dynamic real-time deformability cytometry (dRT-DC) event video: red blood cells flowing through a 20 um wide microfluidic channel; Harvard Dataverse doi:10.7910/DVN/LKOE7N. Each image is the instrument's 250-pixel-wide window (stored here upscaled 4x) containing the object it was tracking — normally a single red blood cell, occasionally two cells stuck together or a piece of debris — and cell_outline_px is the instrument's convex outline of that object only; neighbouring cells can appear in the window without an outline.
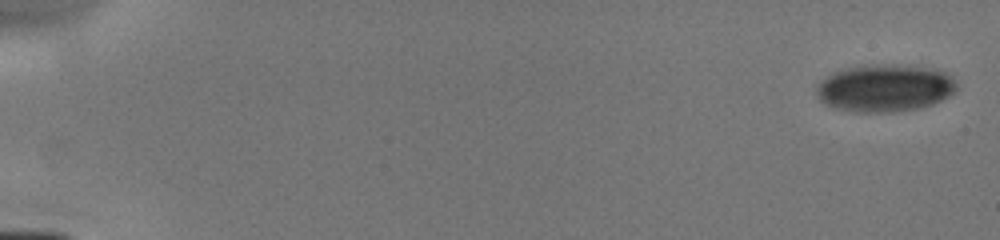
{"species": "human", "species_latin": "Homo sapiens", "temperature_condition": "cold", "stored_images_in_passage": 7, "camera_frame_rate_fps": 3000, "um_per_image_px": 0.085, "donor": {"sex": "male"}, "frame": {"image": 1, "passage_image": 1, "time_ms": 0.0, "image_size_px": [1000, 240], "cell_outline_px": [[956, 92], [932, 104], [916, 108], [888, 112], [860, 112], [832, 108], [824, 104], [816, 96], [816, 84], [820, 80], [832, 72], [848, 68], [892, 64], [936, 68], [948, 72], [956, 80]], "centroid_in_image_um": [75.2, 7.48], "position_along_channel_um": 9.8, "area_um2": 38.84}}
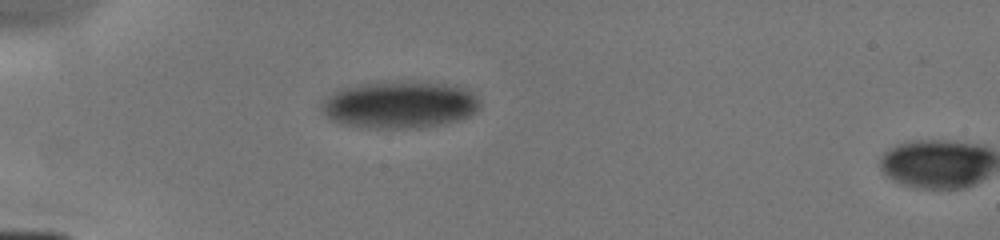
{"frame": {"image": 2, "passage_image": 6, "time_ms": 4.667, "image_size_px": [1000, 240], "cell_outline_px": [[480, 104], [476, 112], [460, 120], [444, 124], [420, 128], [360, 128], [340, 124], [332, 120], [324, 112], [320, 104], [332, 92], [340, 88], [380, 80], [444, 84], [468, 88], [480, 100]], "centroid_in_image_um": [33.96, 8.9], "position_along_channel_um": 51.0, "area_um2": 44.1}}